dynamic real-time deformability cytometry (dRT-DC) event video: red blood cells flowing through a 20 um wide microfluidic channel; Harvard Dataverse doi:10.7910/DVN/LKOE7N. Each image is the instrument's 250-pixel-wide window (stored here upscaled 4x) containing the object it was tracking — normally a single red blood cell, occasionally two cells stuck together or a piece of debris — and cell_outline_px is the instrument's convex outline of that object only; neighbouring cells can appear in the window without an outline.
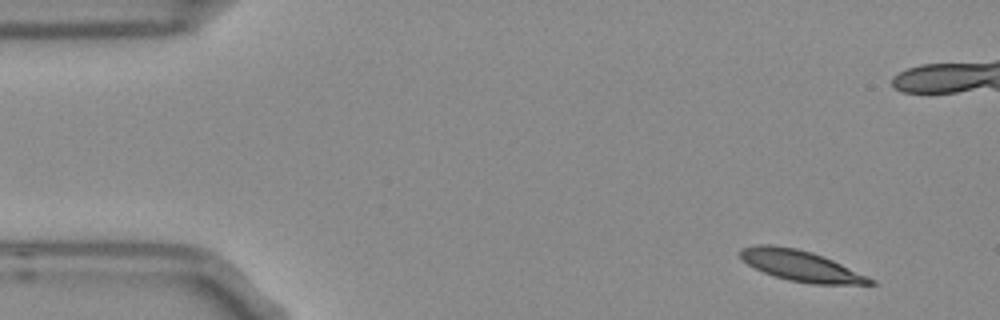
{"species": "Egyptian fruit bat (a non-hibernating species)", "species_latin": "Rousettus aegyptiacus", "temperature_condition": "room temperature", "stored_images_in_passage": 5, "camera_frame_rate_fps": 3000, "um_per_image_px": 0.085, "frame": {"image": 1, "passage_image": 1, "time_ms": 0.0, "image_size_px": [1000, 320], "cell_outline_px": [[880, 284], [812, 284], [788, 280], [764, 272], [748, 264], [740, 256], [740, 248], [756, 244], [772, 244], [796, 248], [812, 252], [824, 256], [868, 276], [876, 280]], "centroid_in_image_um": [68.1, 22.58], "position_along_channel_um": 16.9, "area_um2": 23.29}}